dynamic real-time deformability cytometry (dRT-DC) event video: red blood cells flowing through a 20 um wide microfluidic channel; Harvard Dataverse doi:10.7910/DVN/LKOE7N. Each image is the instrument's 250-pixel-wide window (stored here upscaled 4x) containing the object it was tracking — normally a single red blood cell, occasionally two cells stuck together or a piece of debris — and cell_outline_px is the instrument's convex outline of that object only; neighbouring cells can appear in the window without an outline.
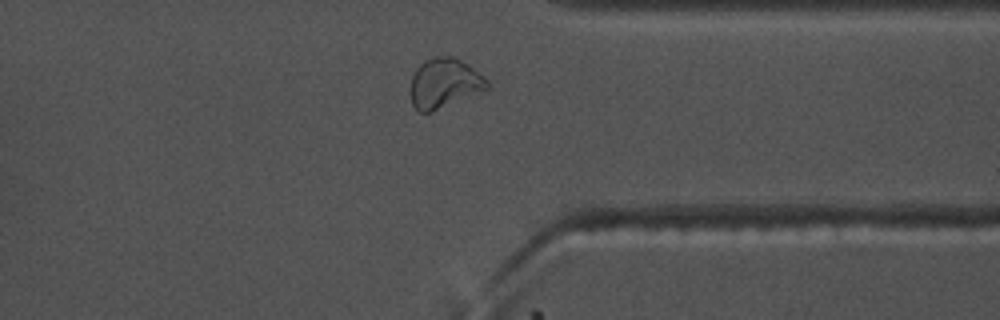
{"species": "common noctule bat (a hibernating species)", "species_latin": "Nyctalus noctula", "temperature_condition": "warm", "stored_images_in_passage": 40, "camera_frame_rate_fps": 3000, "um_per_image_px": 0.085, "animal": {"sex": "male", "body_mass_g": 17.5, "forearm_length_mm": 52.3}, "frame": {"image": 1, "passage_image": 34, "time_ms": 11.0, "image_size_px": [1000, 320], "cell_outline_px": [[488, 88], [432, 112], [420, 112], [412, 104], [412, 76], [416, 68], [420, 64], [432, 56], [452, 56], [468, 64], [484, 76], [488, 80]], "centroid_in_image_um": [37.77, 7.05], "position_along_channel_um": 373.6, "area_um2": 21.85}}
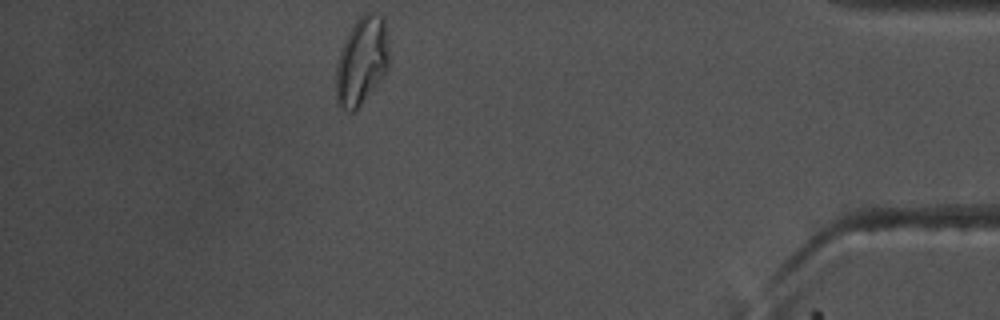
{"frame": {"image": 2, "passage_image": 40, "time_ms": 13.0, "image_size_px": [1000, 320], "cell_outline_px": [[392, 60], [388, 68], [380, 80], [356, 112], [348, 112], [340, 108], [336, 104], [336, 64], [344, 40], [352, 24], [364, 12], [372, 12], [384, 16]], "centroid_in_image_um": [30.77, 5.18], "position_along_channel_um": 404.4, "area_um2": 28.15}, "authors_computed_cell_mechanics": {"area_um2": 19.8832, "velocity_mm_per_s": 3.7241, "shape_relaxation_time_tau1_ms": 3.8681, "shape_relaxation_time_tau2_ms": 3.235, "deformation_change_tau1": 0.1431, "deformation_change_tau2": 0.0947}}